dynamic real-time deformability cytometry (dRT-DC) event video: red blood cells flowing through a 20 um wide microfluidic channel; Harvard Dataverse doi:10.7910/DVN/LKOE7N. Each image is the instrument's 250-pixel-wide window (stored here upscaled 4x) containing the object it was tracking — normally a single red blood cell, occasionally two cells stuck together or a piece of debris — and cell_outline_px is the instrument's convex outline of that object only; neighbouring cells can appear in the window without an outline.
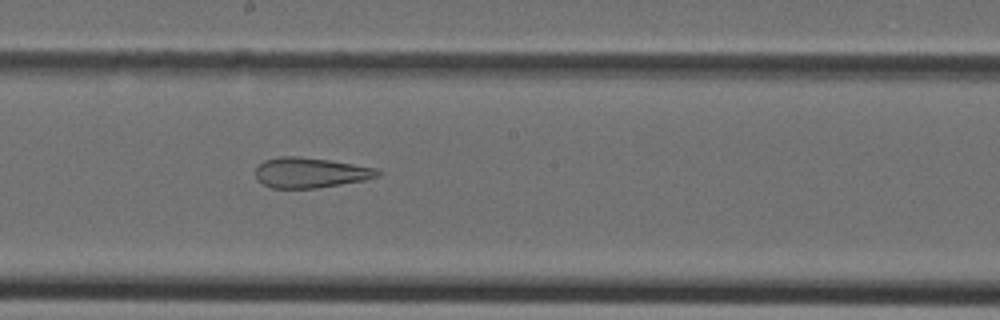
{"species": "Egyptian fruit bat (a non-hibernating species)", "species_latin": "Rousettus aegyptiacus", "temperature_condition": "cold", "stored_images_in_passage": 31, "camera_frame_rate_fps": 3000, "um_per_image_px": 0.085, "animal": {"sex": "female"}, "frame": {"image": 1, "passage_image": 13, "time_ms": 4.0, "image_size_px": [1000, 320], "cell_outline_px": [[384, 172], [380, 176], [364, 180], [316, 188], [272, 188], [256, 180], [256, 168], [264, 160], [276, 156], [296, 156], [328, 160], [376, 168]], "centroid_in_image_um": [26.38, 14.67], "position_along_channel_um": 221.8, "area_um2": 21.5}}
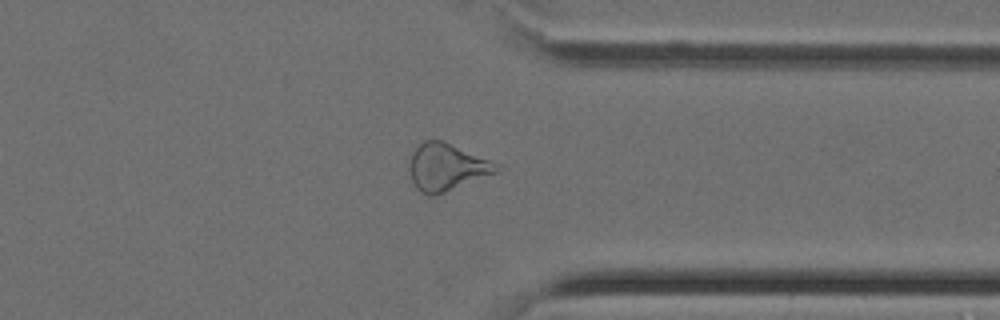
{"frame": {"image": 2, "passage_image": 22, "time_ms": 7.0, "image_size_px": [1000, 320], "cell_outline_px": [[504, 164], [496, 172], [444, 192], [432, 196], [428, 196], [420, 192], [416, 188], [412, 180], [408, 164], [412, 152], [424, 140], [440, 140]], "centroid_in_image_um": [37.97, 14.19], "position_along_channel_um": 373.4, "area_um2": 23.87}}
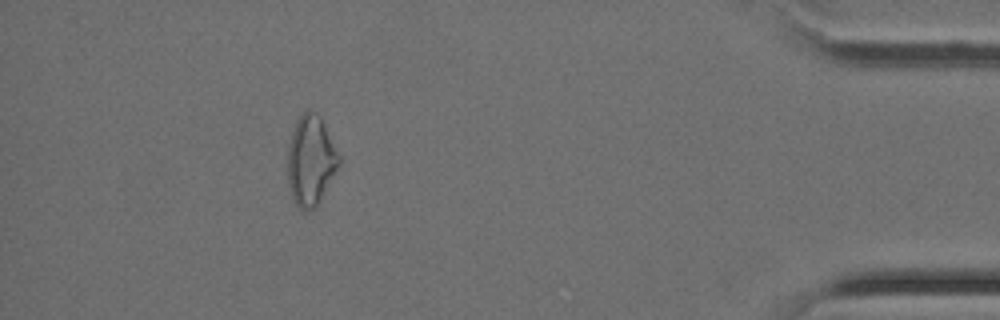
{"frame": {"image": 3, "passage_image": 27, "time_ms": 8.667, "image_size_px": [1000, 320], "cell_outline_px": [[340, 164], [320, 200], [308, 212], [300, 212], [292, 196], [288, 184], [288, 144], [292, 132], [300, 116], [308, 108], [316, 112], [320, 116], [340, 156]], "centroid_in_image_um": [26.41, 13.65], "position_along_channel_um": 408.8, "area_um2": 26.76}}